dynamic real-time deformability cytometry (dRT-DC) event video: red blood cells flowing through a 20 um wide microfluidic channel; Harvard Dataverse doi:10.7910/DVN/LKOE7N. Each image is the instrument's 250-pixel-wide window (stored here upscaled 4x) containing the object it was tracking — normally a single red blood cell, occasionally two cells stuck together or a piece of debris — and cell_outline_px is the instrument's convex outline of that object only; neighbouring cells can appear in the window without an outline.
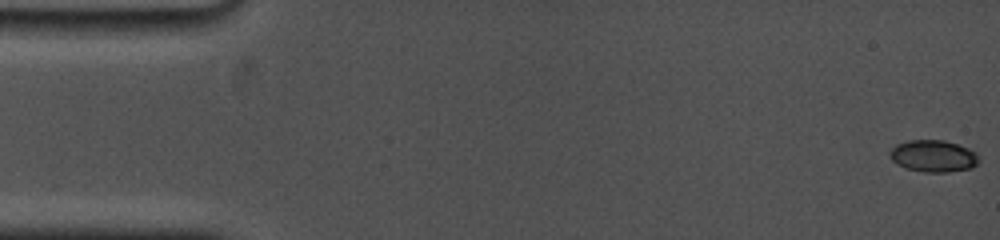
{"species": "common noctule bat (a hibernating species)", "species_latin": "Nyctalus noctula", "temperature_condition": "cold", "stored_images_in_passage": 83, "camera_frame_rate_fps": 5000, "um_per_image_px": 0.085, "animal": {"sex": "female", "body_mass_g": 19.0, "forearm_length_mm": 53.3}, "frame": {"image": 1, "passage_image": 1, "time_ms": 0.0, "image_size_px": [1000, 240], "cell_outline_px": [[980, 160], [972, 168], [948, 172], [924, 172], [904, 168], [896, 164], [892, 160], [888, 152], [896, 144], [908, 140], [944, 140], [968, 148], [976, 152]], "centroid_in_image_um": [79.32, 13.27], "position_along_channel_um": 5.7, "area_um2": 16.7}}
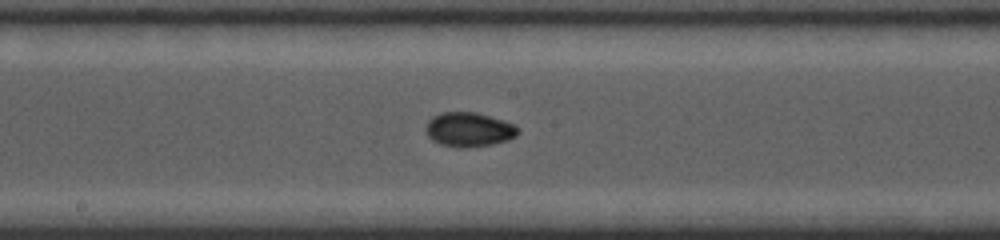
{"frame": {"image": 2, "passage_image": 45, "time_ms": 9.0, "image_size_px": [1000, 240], "cell_outline_px": [[520, 132], [516, 136], [508, 140], [492, 144], [464, 148], [440, 144], [432, 140], [428, 136], [424, 128], [428, 120], [432, 116], [440, 112], [476, 112], [516, 124], [520, 128]], "centroid_in_image_um": [39.87, 11.0], "position_along_channel_um": 208.3, "area_um2": 18.67}}
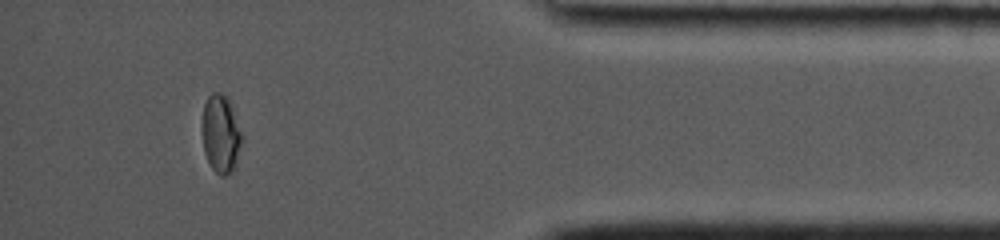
{"frame": {"image": 3, "passage_image": 76, "time_ms": 15.2, "image_size_px": [1000, 240], "cell_outline_px": [[244, 136], [232, 168], [224, 176], [220, 176], [212, 168], [204, 152], [200, 128], [200, 124], [204, 104], [208, 96], [212, 92], [220, 92], [228, 96], [244, 132]], "centroid_in_image_um": [18.75, 11.28], "position_along_channel_um": 416.4, "area_um2": 18.61}, "authors_computed_cell_mechanics": {"area_um2": 16.9932, "velocity_mm_per_s": 3.7795, "shape_relaxation_time_tau1_ms": 9.2281, "shape_relaxation_time_tau2_ms": null, "deformation_change_tau1": 0.1888, "deformation_change_tau2": null}}